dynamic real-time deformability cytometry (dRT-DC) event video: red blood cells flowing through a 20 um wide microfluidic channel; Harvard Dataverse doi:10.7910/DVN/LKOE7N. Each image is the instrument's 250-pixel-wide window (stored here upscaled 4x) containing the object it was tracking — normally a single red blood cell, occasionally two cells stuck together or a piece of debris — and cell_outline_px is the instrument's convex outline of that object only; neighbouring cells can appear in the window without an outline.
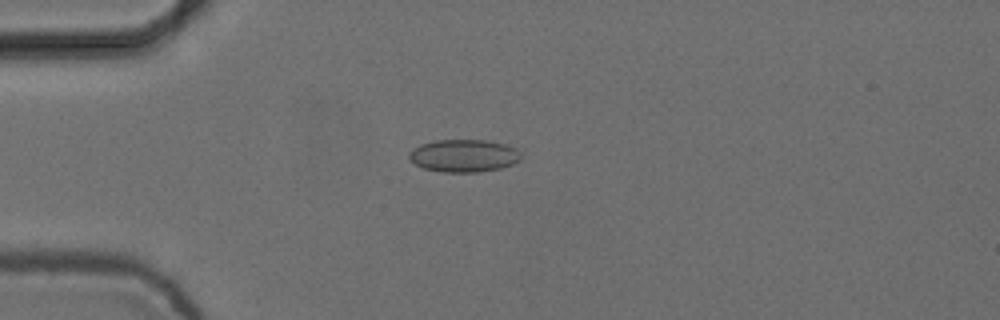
{"species": "common noctule bat (a hibernating species)", "species_latin": "Nyctalus noctula", "temperature_condition": "cold", "stored_images_in_passage": 4, "camera_frame_rate_fps": 3000, "um_per_image_px": 0.085, "animal": {"sex": "female", "body_mass_g": 24.6, "forearm_length_mm": 56.2}, "frame": {"image": 1, "passage_image": 4, "time_ms": 1.0, "image_size_px": [1000, 320], "cell_outline_px": [[524, 148], [520, 160], [512, 164], [500, 168], [480, 172], [444, 172], [424, 168], [408, 160], [408, 152], [412, 148], [420, 144], [436, 140], [484, 140]], "centroid_in_image_um": [39.46, 13.22], "position_along_channel_um": 45.5, "area_um2": 21.68}}